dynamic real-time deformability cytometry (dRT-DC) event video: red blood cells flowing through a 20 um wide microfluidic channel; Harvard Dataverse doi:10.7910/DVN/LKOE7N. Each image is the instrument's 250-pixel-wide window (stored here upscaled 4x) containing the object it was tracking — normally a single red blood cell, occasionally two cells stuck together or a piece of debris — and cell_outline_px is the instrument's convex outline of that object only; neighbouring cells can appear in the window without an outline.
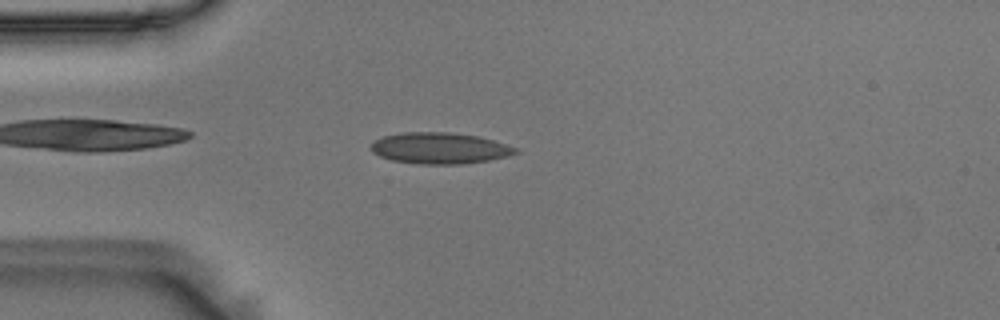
{"species": "Egyptian fruit bat (a non-hibernating species)", "species_latin": "Rousettus aegyptiacus", "temperature_condition": "room temperature", "stored_images_in_passage": 53, "camera_frame_rate_fps": 3000, "um_per_image_px": 0.085, "animal": {"sex": "male"}, "frame": {"image": 1, "passage_image": 13, "time_ms": 4.0, "image_size_px": [1000, 320], "cell_outline_px": [[520, 152], [508, 156], [488, 160], [464, 164], [420, 164], [392, 160], [380, 156], [372, 152], [372, 140], [384, 136], [404, 132], [448, 132], [476, 136], [492, 140], [520, 148]], "centroid_in_image_um": [37.39, 12.6], "position_along_channel_um": 47.6, "area_um2": 26.3}}
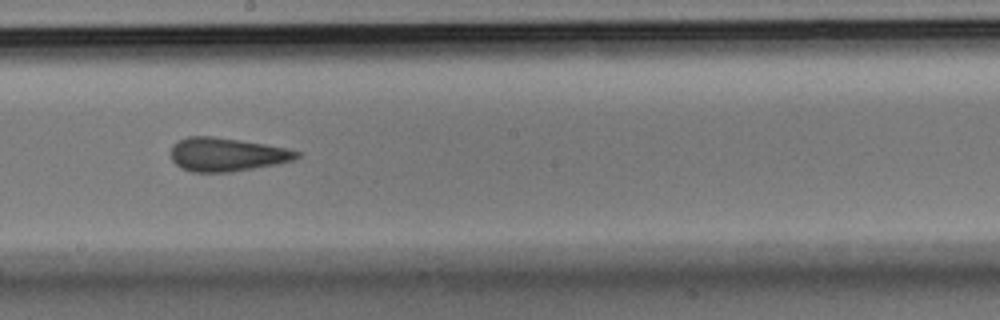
{"frame": {"image": 2, "passage_image": 29, "time_ms": 9.333, "image_size_px": [1000, 320], "cell_outline_px": [[300, 156], [292, 160], [276, 164], [232, 172], [192, 172], [180, 168], [172, 160], [172, 144], [188, 136], [212, 136], [264, 144], [284, 148], [300, 152]], "centroid_in_image_um": [19.24, 13.14], "position_along_channel_um": 229.0, "area_um2": 24.39}}
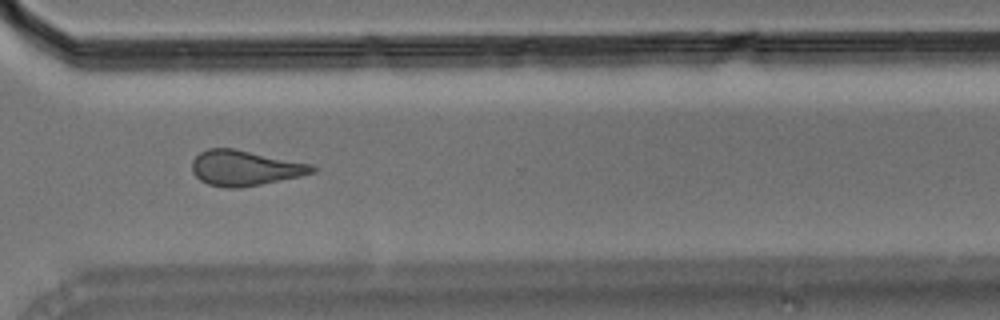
{"frame": {"image": 3, "passage_image": 39, "time_ms": 12.667, "image_size_px": [1000, 320], "cell_outline_px": [[320, 168], [316, 172], [300, 176], [240, 188], [224, 188], [208, 184], [200, 180], [192, 172], [192, 160], [200, 152], [208, 148], [232, 148], [312, 164]], "centroid_in_image_um": [20.82, 14.28], "position_along_channel_um": 349.8, "area_um2": 24.74}, "authors_computed_cell_mechanics": {"area_um2": 24.565, "velocity_mm_per_s": 3.6321, "shape_relaxation_time_tau1_ms": null, "shape_relaxation_time_tau2_ms": 2.2527, "deformation_change_tau1": null, "deformation_change_tau2": 0.0802}}